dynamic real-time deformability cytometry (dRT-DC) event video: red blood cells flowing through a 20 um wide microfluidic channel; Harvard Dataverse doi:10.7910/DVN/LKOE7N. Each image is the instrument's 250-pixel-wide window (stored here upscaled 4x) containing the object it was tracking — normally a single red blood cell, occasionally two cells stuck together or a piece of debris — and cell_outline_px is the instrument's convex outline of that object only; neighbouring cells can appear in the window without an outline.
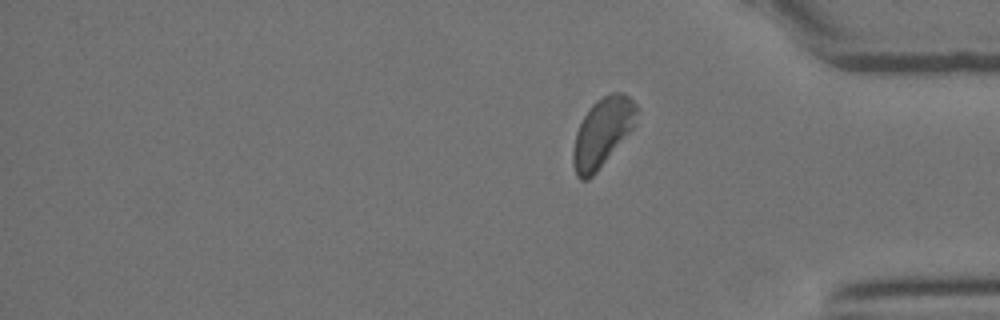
{"species": "Egyptian fruit bat (a non-hibernating species)", "species_latin": "Rousettus aegyptiacus", "temperature_condition": "room temperature", "stored_images_in_passage": 35, "segment_of_instrument_passage": [2, 2], "camera_frame_rate_fps": 3000, "um_per_image_px": 0.085, "animal": {"sex": "female"}, "frame": {"image": 1, "passage_image": 35, "time_ms": 11.333, "image_size_px": [1000, 320], "cell_outline_px": [[640, 108], [632, 128], [596, 172], [588, 180], [580, 180], [576, 176], [572, 164], [572, 152], [576, 132], [584, 116], [592, 104], [596, 100], [612, 92], [620, 92], [628, 96]], "centroid_in_image_um": [51.18, 11.25], "position_along_channel_um": 384.0, "area_um2": 25.2}}